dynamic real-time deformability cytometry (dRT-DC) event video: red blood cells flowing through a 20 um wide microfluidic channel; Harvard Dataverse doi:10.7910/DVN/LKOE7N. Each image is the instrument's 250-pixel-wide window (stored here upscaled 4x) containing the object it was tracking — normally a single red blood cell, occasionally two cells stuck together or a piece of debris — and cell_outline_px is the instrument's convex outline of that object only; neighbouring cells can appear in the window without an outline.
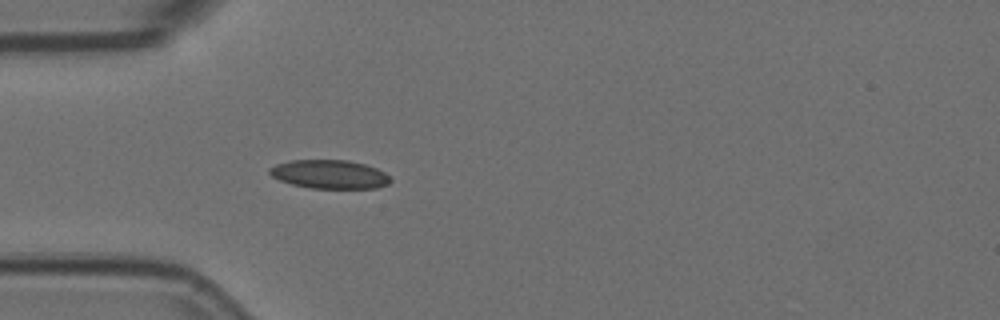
{"species": "Egyptian fruit bat (a non-hibernating species)", "species_latin": "Rousettus aegyptiacus", "temperature_condition": "room temperature", "stored_images_in_passage": 1, "camera_frame_rate_fps": 3000, "um_per_image_px": 0.085, "animal": {"sex": "female"}, "frame": {"image": 1, "passage_image": 1, "time_ms": 0.0, "image_size_px": [1000, 320], "cell_outline_px": [[392, 180], [388, 184], [376, 188], [308, 188], [292, 184], [280, 180], [272, 176], [268, 172], [268, 168], [276, 164], [292, 160], [348, 160], [364, 164], [376, 168], [384, 172]], "centroid_in_image_um": [28.0, 14.81], "position_along_channel_um": 57.0, "area_um2": 20.17}}